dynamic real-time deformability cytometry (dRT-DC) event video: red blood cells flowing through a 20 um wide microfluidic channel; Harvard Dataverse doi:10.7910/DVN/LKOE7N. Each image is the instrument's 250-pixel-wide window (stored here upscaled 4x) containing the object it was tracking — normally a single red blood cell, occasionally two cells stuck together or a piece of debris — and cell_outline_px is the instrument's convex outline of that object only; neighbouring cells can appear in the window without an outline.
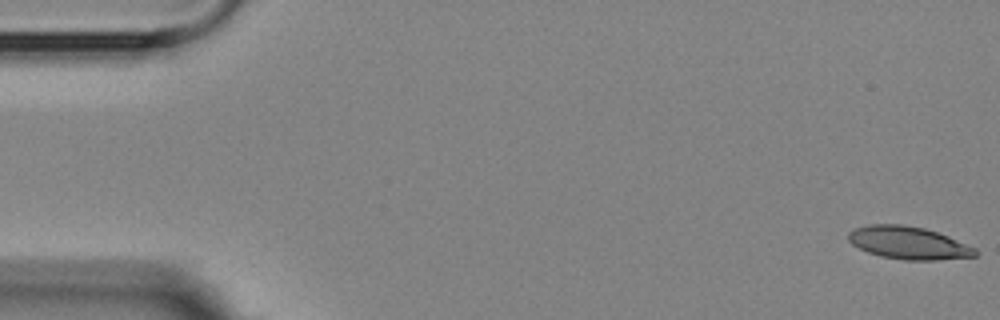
{"species": "Egyptian fruit bat (a non-hibernating species)", "species_latin": "Rousettus aegyptiacus", "temperature_condition": "room temperature", "stored_images_in_passage": 6, "segment_of_instrument_passage": [2, 2], "camera_frame_rate_fps": 3000, "um_per_image_px": 0.085, "animal": {"sex": "female"}, "frame": {"image": 1, "passage_image": 6, "time_ms": 6.0, "image_size_px": [1000, 320], "cell_outline_px": [[976, 256], [936, 260], [904, 260], [880, 256], [868, 252], [852, 244], [848, 240], [848, 232], [856, 228], [868, 224], [900, 224], [924, 228], [948, 236], [976, 248]], "centroid_in_image_um": [77.2, 20.64], "position_along_channel_um": 7.8, "area_um2": 24.04}}